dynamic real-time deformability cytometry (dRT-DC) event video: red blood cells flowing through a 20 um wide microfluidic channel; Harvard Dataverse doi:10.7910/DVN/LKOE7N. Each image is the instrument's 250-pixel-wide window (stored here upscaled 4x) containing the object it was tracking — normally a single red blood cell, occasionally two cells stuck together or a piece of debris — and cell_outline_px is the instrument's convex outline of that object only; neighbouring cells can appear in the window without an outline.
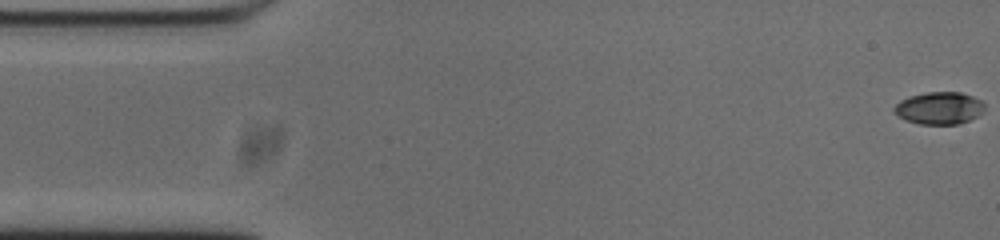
{"species": "common noctule bat (a hibernating species)", "species_latin": "Nyctalus noctula", "temperature_condition": "cold", "stored_images_in_passage": 54, "camera_frame_rate_fps": 3000, "um_per_image_px": 0.085, "animal": {"sex": "male", "body_mass_g": 20.0, "forearm_length_mm": 53.3}, "frame": {"image": 1, "passage_image": 1, "time_ms": 0.0, "image_size_px": [1000, 240], "cell_outline_px": [[984, 108], [976, 116], [960, 124], [920, 124], [904, 120], [892, 108], [900, 100], [908, 96], [928, 92], [960, 92], [972, 96], [980, 100], [984, 104]], "centroid_in_image_um": [79.8, 9.18], "position_along_channel_um": 5.2, "area_um2": 16.88}}
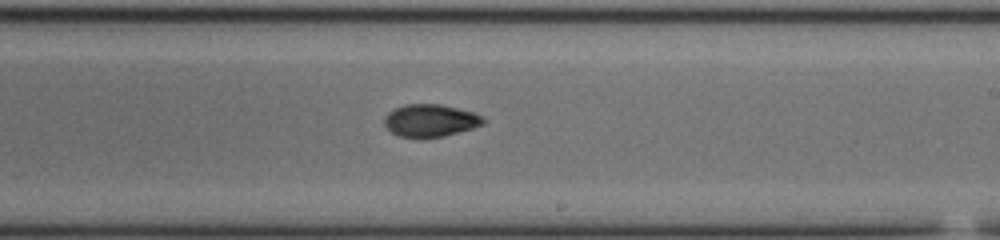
{"frame": {"image": 2, "passage_image": 31, "time_ms": 10.0, "image_size_px": [1000, 240], "cell_outline_px": [[484, 124], [472, 128], [444, 136], [400, 136], [392, 132], [384, 124], [384, 116], [388, 112], [404, 104], [440, 104], [472, 112], [484, 116]], "centroid_in_image_um": [36.58, 10.22], "position_along_channel_um": 252.4, "area_um2": 18.32}}
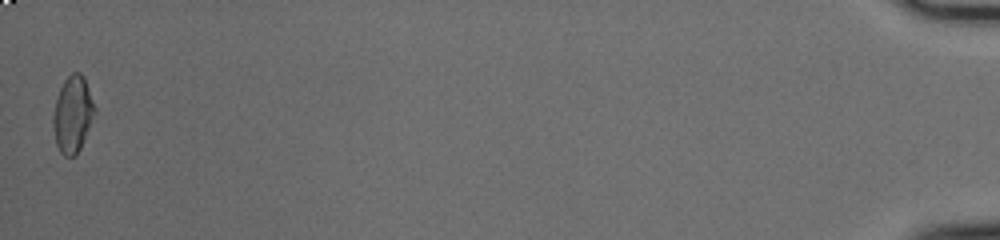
{"frame": {"image": 3, "passage_image": 54, "time_ms": 17.667, "image_size_px": [1000, 240], "cell_outline_px": [[96, 112], [80, 148], [76, 156], [64, 156], [60, 152], [56, 144], [52, 124], [52, 116], [56, 100], [60, 88], [64, 80], [72, 72], [80, 72], [84, 76], [96, 108]], "centroid_in_image_um": [6.18, 9.71], "position_along_channel_um": 429.0, "area_um2": 18.61}, "authors_computed_cell_mechanics": {"area_um2": 18.2359, "velocity_mm_per_s": 3.7293, "shape_relaxation_time_tau1_ms": 2.6403, "shape_relaxation_time_tau2_ms": null, "deformation_change_tau1": 0.1438, "deformation_change_tau2": null}}